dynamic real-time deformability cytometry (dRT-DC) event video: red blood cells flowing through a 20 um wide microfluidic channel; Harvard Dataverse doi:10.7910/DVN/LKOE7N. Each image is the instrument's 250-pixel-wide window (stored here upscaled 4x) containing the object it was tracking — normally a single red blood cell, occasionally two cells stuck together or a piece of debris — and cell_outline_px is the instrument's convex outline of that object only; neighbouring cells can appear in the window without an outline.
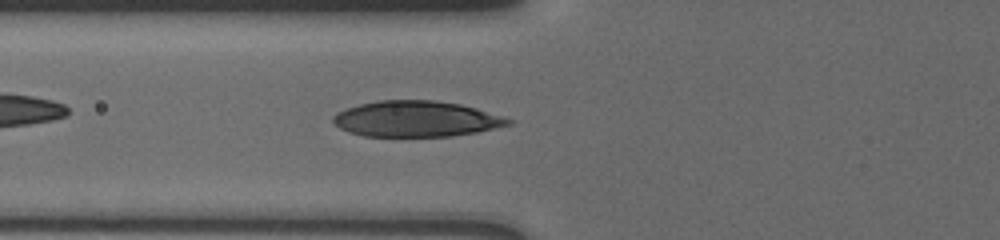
{"species": "human", "species_latin": "Homo sapiens", "temperature_condition": "cold", "stored_images_in_passage": 7, "camera_frame_rate_fps": 3000, "um_per_image_px": 0.085, "donor": {"sex": "male"}, "frame": {"image": 1, "passage_image": 7, "time_ms": 6.333, "image_size_px": [1000, 240], "cell_outline_px": [[512, 124], [476, 132], [452, 136], [364, 136], [348, 132], [340, 128], [332, 120], [332, 116], [336, 112], [360, 104], [380, 100], [432, 100], [460, 104], [476, 108], [512, 120]], "centroid_in_image_um": [35.34, 10.11], "position_along_channel_um": 90.5, "area_um2": 36.3}}